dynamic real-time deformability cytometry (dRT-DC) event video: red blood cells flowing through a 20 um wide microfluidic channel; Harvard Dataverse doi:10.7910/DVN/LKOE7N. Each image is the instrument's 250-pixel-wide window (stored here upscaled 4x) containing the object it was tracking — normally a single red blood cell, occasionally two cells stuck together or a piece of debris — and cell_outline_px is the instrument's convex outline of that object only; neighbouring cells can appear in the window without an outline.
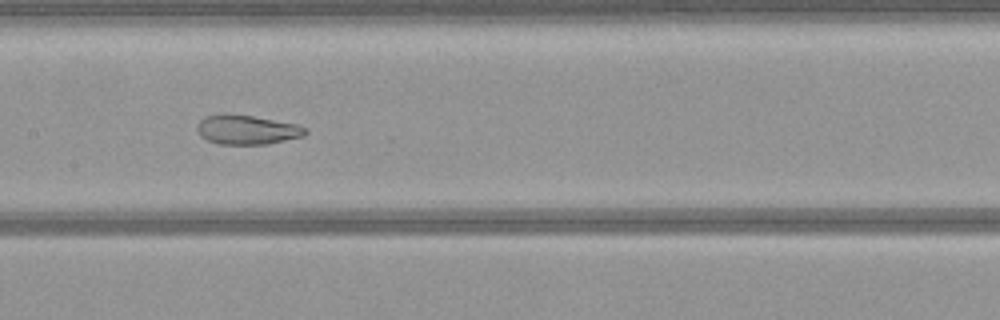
{"species": "common noctule bat (a hibernating species)", "species_latin": "Nyctalus noctula", "temperature_condition": "warm", "stored_images_in_passage": 33, "camera_frame_rate_fps": 3000, "um_per_image_px": 0.085, "animal": {"sex": "female", "body_mass_g": 21.9}, "frame": {"image": 1, "passage_image": 16, "time_ms": 5.0, "image_size_px": [1000, 320], "cell_outline_px": [[308, 132], [304, 136], [268, 144], [220, 144], [208, 140], [200, 136], [196, 128], [196, 124], [204, 116], [220, 112], [224, 112], [252, 116], [296, 124], [308, 128]], "centroid_in_image_um": [20.96, 11.01], "position_along_channel_um": 186.4, "area_um2": 18.84}}
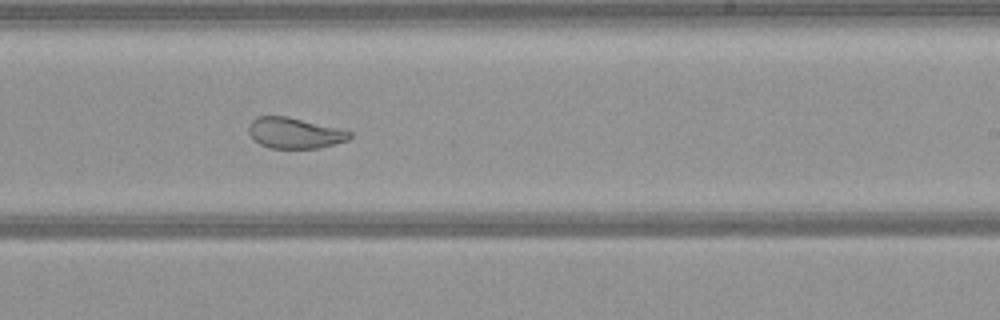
{"frame": {"image": 2, "passage_image": 22, "time_ms": 7.0, "image_size_px": [1000, 320], "cell_outline_px": [[352, 136], [348, 140], [316, 148], [268, 148], [252, 140], [248, 132], [248, 124], [256, 116], [288, 116], [352, 132]], "centroid_in_image_um": [24.96, 11.3], "position_along_channel_um": 264.0, "area_um2": 18.09}}
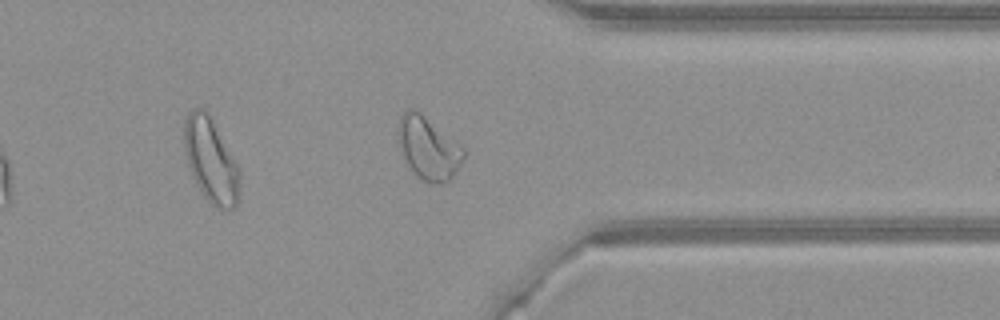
{"frame": {"image": 3, "passage_image": 31, "time_ms": 10.0, "image_size_px": [1000, 320], "cell_outline_px": [[468, 152], [452, 180], [436, 184], [424, 180], [408, 164], [400, 152], [400, 116], [408, 108], [416, 108], [460, 144]], "centroid_in_image_um": [36.48, 12.58], "position_along_channel_um": 374.9, "area_um2": 23.7}}